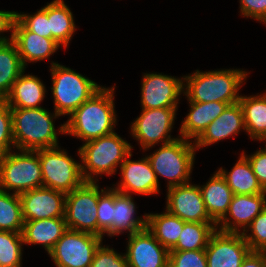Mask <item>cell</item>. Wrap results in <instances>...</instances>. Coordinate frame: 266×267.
<instances>
[{"instance_id":"cell-1","label":"cell","mask_w":266,"mask_h":267,"mask_svg":"<svg viewBox=\"0 0 266 267\" xmlns=\"http://www.w3.org/2000/svg\"><path fill=\"white\" fill-rule=\"evenodd\" d=\"M116 86L102 87L80 107L65 123V134L84 142L115 132L117 116L114 103Z\"/></svg>"},{"instance_id":"cell-2","label":"cell","mask_w":266,"mask_h":267,"mask_svg":"<svg viewBox=\"0 0 266 267\" xmlns=\"http://www.w3.org/2000/svg\"><path fill=\"white\" fill-rule=\"evenodd\" d=\"M250 72L243 69L195 70L183 76L184 96L188 102H239L243 82Z\"/></svg>"},{"instance_id":"cell-3","label":"cell","mask_w":266,"mask_h":267,"mask_svg":"<svg viewBox=\"0 0 266 267\" xmlns=\"http://www.w3.org/2000/svg\"><path fill=\"white\" fill-rule=\"evenodd\" d=\"M43 107L11 109L14 148L37 151L59 146L58 136L65 134V123L55 129V121L61 117L55 111ZM59 132V133H58Z\"/></svg>"},{"instance_id":"cell-4","label":"cell","mask_w":266,"mask_h":267,"mask_svg":"<svg viewBox=\"0 0 266 267\" xmlns=\"http://www.w3.org/2000/svg\"><path fill=\"white\" fill-rule=\"evenodd\" d=\"M127 140L116 132L85 142L78 148L81 174L85 182H99L98 175L117 173L126 157L132 152ZM119 165V166H118Z\"/></svg>"},{"instance_id":"cell-5","label":"cell","mask_w":266,"mask_h":267,"mask_svg":"<svg viewBox=\"0 0 266 267\" xmlns=\"http://www.w3.org/2000/svg\"><path fill=\"white\" fill-rule=\"evenodd\" d=\"M50 66L54 111L60 116H70L102 88L95 81L58 62L52 61Z\"/></svg>"},{"instance_id":"cell-6","label":"cell","mask_w":266,"mask_h":267,"mask_svg":"<svg viewBox=\"0 0 266 267\" xmlns=\"http://www.w3.org/2000/svg\"><path fill=\"white\" fill-rule=\"evenodd\" d=\"M196 148L194 141L179 137L175 141L160 145L147 155L153 171L160 178L167 179V189L190 182Z\"/></svg>"},{"instance_id":"cell-7","label":"cell","mask_w":266,"mask_h":267,"mask_svg":"<svg viewBox=\"0 0 266 267\" xmlns=\"http://www.w3.org/2000/svg\"><path fill=\"white\" fill-rule=\"evenodd\" d=\"M40 187L43 180L39 150L13 149L1 155L0 190L21 194Z\"/></svg>"},{"instance_id":"cell-8","label":"cell","mask_w":266,"mask_h":267,"mask_svg":"<svg viewBox=\"0 0 266 267\" xmlns=\"http://www.w3.org/2000/svg\"><path fill=\"white\" fill-rule=\"evenodd\" d=\"M43 187L68 194L85 181L81 163L68 155L60 146L39 150Z\"/></svg>"},{"instance_id":"cell-9","label":"cell","mask_w":266,"mask_h":267,"mask_svg":"<svg viewBox=\"0 0 266 267\" xmlns=\"http://www.w3.org/2000/svg\"><path fill=\"white\" fill-rule=\"evenodd\" d=\"M178 108L142 109L141 114L130 126L131 136L138 142L144 151L155 144H167L180 136L172 137L175 118Z\"/></svg>"},{"instance_id":"cell-10","label":"cell","mask_w":266,"mask_h":267,"mask_svg":"<svg viewBox=\"0 0 266 267\" xmlns=\"http://www.w3.org/2000/svg\"><path fill=\"white\" fill-rule=\"evenodd\" d=\"M97 204V182H84L80 187L66 194L65 220L67 228L98 236Z\"/></svg>"},{"instance_id":"cell-11","label":"cell","mask_w":266,"mask_h":267,"mask_svg":"<svg viewBox=\"0 0 266 267\" xmlns=\"http://www.w3.org/2000/svg\"><path fill=\"white\" fill-rule=\"evenodd\" d=\"M103 238L68 229L48 253L56 267H90Z\"/></svg>"},{"instance_id":"cell-12","label":"cell","mask_w":266,"mask_h":267,"mask_svg":"<svg viewBox=\"0 0 266 267\" xmlns=\"http://www.w3.org/2000/svg\"><path fill=\"white\" fill-rule=\"evenodd\" d=\"M141 81V108H178L184 94V78L162 73H143Z\"/></svg>"},{"instance_id":"cell-13","label":"cell","mask_w":266,"mask_h":267,"mask_svg":"<svg viewBox=\"0 0 266 267\" xmlns=\"http://www.w3.org/2000/svg\"><path fill=\"white\" fill-rule=\"evenodd\" d=\"M250 251L242 233L216 229L205 248L207 267H241Z\"/></svg>"},{"instance_id":"cell-14","label":"cell","mask_w":266,"mask_h":267,"mask_svg":"<svg viewBox=\"0 0 266 267\" xmlns=\"http://www.w3.org/2000/svg\"><path fill=\"white\" fill-rule=\"evenodd\" d=\"M165 209L185 222H215L208 214L199 185L187 183L167 189Z\"/></svg>"},{"instance_id":"cell-15","label":"cell","mask_w":266,"mask_h":267,"mask_svg":"<svg viewBox=\"0 0 266 267\" xmlns=\"http://www.w3.org/2000/svg\"><path fill=\"white\" fill-rule=\"evenodd\" d=\"M132 152L126 157L121 164L119 173L121 180L113 188L123 194L131 195L140 194L151 196L160 193V182H158L155 172L145 155L137 161H132Z\"/></svg>"},{"instance_id":"cell-16","label":"cell","mask_w":266,"mask_h":267,"mask_svg":"<svg viewBox=\"0 0 266 267\" xmlns=\"http://www.w3.org/2000/svg\"><path fill=\"white\" fill-rule=\"evenodd\" d=\"M124 253L129 267H169V250L144 228L128 235Z\"/></svg>"},{"instance_id":"cell-17","label":"cell","mask_w":266,"mask_h":267,"mask_svg":"<svg viewBox=\"0 0 266 267\" xmlns=\"http://www.w3.org/2000/svg\"><path fill=\"white\" fill-rule=\"evenodd\" d=\"M24 221L65 217L66 194L40 187L19 194Z\"/></svg>"},{"instance_id":"cell-18","label":"cell","mask_w":266,"mask_h":267,"mask_svg":"<svg viewBox=\"0 0 266 267\" xmlns=\"http://www.w3.org/2000/svg\"><path fill=\"white\" fill-rule=\"evenodd\" d=\"M265 208L266 193L236 194L233 196L226 214L216 223V229L223 232L243 233Z\"/></svg>"},{"instance_id":"cell-19","label":"cell","mask_w":266,"mask_h":267,"mask_svg":"<svg viewBox=\"0 0 266 267\" xmlns=\"http://www.w3.org/2000/svg\"><path fill=\"white\" fill-rule=\"evenodd\" d=\"M12 41L17 47L25 68L28 63L49 59L61 48L53 39L39 36L37 33L27 30L17 19L14 24Z\"/></svg>"},{"instance_id":"cell-20","label":"cell","mask_w":266,"mask_h":267,"mask_svg":"<svg viewBox=\"0 0 266 267\" xmlns=\"http://www.w3.org/2000/svg\"><path fill=\"white\" fill-rule=\"evenodd\" d=\"M245 131L242 107L239 102L230 104L210 123L202 135L194 142L196 150L208 147L228 137H235Z\"/></svg>"},{"instance_id":"cell-21","label":"cell","mask_w":266,"mask_h":267,"mask_svg":"<svg viewBox=\"0 0 266 267\" xmlns=\"http://www.w3.org/2000/svg\"><path fill=\"white\" fill-rule=\"evenodd\" d=\"M189 113L182 120L179 128L180 137L190 141H196L207 126L212 123L229 105L223 102H188ZM194 139V140H193Z\"/></svg>"},{"instance_id":"cell-22","label":"cell","mask_w":266,"mask_h":267,"mask_svg":"<svg viewBox=\"0 0 266 267\" xmlns=\"http://www.w3.org/2000/svg\"><path fill=\"white\" fill-rule=\"evenodd\" d=\"M25 70L13 83L12 88L4 99L10 109H34L40 108L44 100L46 87L38 76L24 74Z\"/></svg>"},{"instance_id":"cell-23","label":"cell","mask_w":266,"mask_h":267,"mask_svg":"<svg viewBox=\"0 0 266 267\" xmlns=\"http://www.w3.org/2000/svg\"><path fill=\"white\" fill-rule=\"evenodd\" d=\"M67 230L65 217L24 221L23 242L42 245L49 253Z\"/></svg>"},{"instance_id":"cell-24","label":"cell","mask_w":266,"mask_h":267,"mask_svg":"<svg viewBox=\"0 0 266 267\" xmlns=\"http://www.w3.org/2000/svg\"><path fill=\"white\" fill-rule=\"evenodd\" d=\"M136 202L131 195L123 194L114 189V214L113 225L108 237H114L120 234H134L146 228L147 213L142 216H136Z\"/></svg>"},{"instance_id":"cell-25","label":"cell","mask_w":266,"mask_h":267,"mask_svg":"<svg viewBox=\"0 0 266 267\" xmlns=\"http://www.w3.org/2000/svg\"><path fill=\"white\" fill-rule=\"evenodd\" d=\"M199 187L206 210L217 223L226 214L234 193L218 171L214 172L205 185Z\"/></svg>"},{"instance_id":"cell-26","label":"cell","mask_w":266,"mask_h":267,"mask_svg":"<svg viewBox=\"0 0 266 267\" xmlns=\"http://www.w3.org/2000/svg\"><path fill=\"white\" fill-rule=\"evenodd\" d=\"M217 171L225 179L234 195L266 193L254 174L248 159L242 153L229 172L223 169V167L219 168Z\"/></svg>"},{"instance_id":"cell-27","label":"cell","mask_w":266,"mask_h":267,"mask_svg":"<svg viewBox=\"0 0 266 267\" xmlns=\"http://www.w3.org/2000/svg\"><path fill=\"white\" fill-rule=\"evenodd\" d=\"M47 16L51 31V39L60 46L68 48L77 27L74 16L64 0H53L47 3Z\"/></svg>"},{"instance_id":"cell-28","label":"cell","mask_w":266,"mask_h":267,"mask_svg":"<svg viewBox=\"0 0 266 267\" xmlns=\"http://www.w3.org/2000/svg\"><path fill=\"white\" fill-rule=\"evenodd\" d=\"M244 126L252 140L260 141L266 137V93L240 96Z\"/></svg>"},{"instance_id":"cell-29","label":"cell","mask_w":266,"mask_h":267,"mask_svg":"<svg viewBox=\"0 0 266 267\" xmlns=\"http://www.w3.org/2000/svg\"><path fill=\"white\" fill-rule=\"evenodd\" d=\"M184 222L165 209L163 213H147L146 228L161 245L170 251L178 242Z\"/></svg>"},{"instance_id":"cell-30","label":"cell","mask_w":266,"mask_h":267,"mask_svg":"<svg viewBox=\"0 0 266 267\" xmlns=\"http://www.w3.org/2000/svg\"><path fill=\"white\" fill-rule=\"evenodd\" d=\"M25 69L14 42L0 43V100L7 97L13 83Z\"/></svg>"},{"instance_id":"cell-31","label":"cell","mask_w":266,"mask_h":267,"mask_svg":"<svg viewBox=\"0 0 266 267\" xmlns=\"http://www.w3.org/2000/svg\"><path fill=\"white\" fill-rule=\"evenodd\" d=\"M215 230L216 222H184L178 242L170 251L203 250Z\"/></svg>"},{"instance_id":"cell-32","label":"cell","mask_w":266,"mask_h":267,"mask_svg":"<svg viewBox=\"0 0 266 267\" xmlns=\"http://www.w3.org/2000/svg\"><path fill=\"white\" fill-rule=\"evenodd\" d=\"M24 219L19 194L0 190V230L22 232Z\"/></svg>"},{"instance_id":"cell-33","label":"cell","mask_w":266,"mask_h":267,"mask_svg":"<svg viewBox=\"0 0 266 267\" xmlns=\"http://www.w3.org/2000/svg\"><path fill=\"white\" fill-rule=\"evenodd\" d=\"M22 232L0 230V267H22Z\"/></svg>"},{"instance_id":"cell-34","label":"cell","mask_w":266,"mask_h":267,"mask_svg":"<svg viewBox=\"0 0 266 267\" xmlns=\"http://www.w3.org/2000/svg\"><path fill=\"white\" fill-rule=\"evenodd\" d=\"M114 214V188L106 187L100 189L98 185V204H97V220H98V236L104 238L105 234L111 231L113 225Z\"/></svg>"},{"instance_id":"cell-35","label":"cell","mask_w":266,"mask_h":267,"mask_svg":"<svg viewBox=\"0 0 266 267\" xmlns=\"http://www.w3.org/2000/svg\"><path fill=\"white\" fill-rule=\"evenodd\" d=\"M242 235L251 251H266V208L253 219Z\"/></svg>"},{"instance_id":"cell-36","label":"cell","mask_w":266,"mask_h":267,"mask_svg":"<svg viewBox=\"0 0 266 267\" xmlns=\"http://www.w3.org/2000/svg\"><path fill=\"white\" fill-rule=\"evenodd\" d=\"M17 20L29 31L39 36L51 38L49 19L47 16V4L34 14L17 12Z\"/></svg>"},{"instance_id":"cell-37","label":"cell","mask_w":266,"mask_h":267,"mask_svg":"<svg viewBox=\"0 0 266 267\" xmlns=\"http://www.w3.org/2000/svg\"><path fill=\"white\" fill-rule=\"evenodd\" d=\"M13 149L11 109L4 100H0V154H5Z\"/></svg>"},{"instance_id":"cell-38","label":"cell","mask_w":266,"mask_h":267,"mask_svg":"<svg viewBox=\"0 0 266 267\" xmlns=\"http://www.w3.org/2000/svg\"><path fill=\"white\" fill-rule=\"evenodd\" d=\"M169 267H207L205 249L170 251Z\"/></svg>"},{"instance_id":"cell-39","label":"cell","mask_w":266,"mask_h":267,"mask_svg":"<svg viewBox=\"0 0 266 267\" xmlns=\"http://www.w3.org/2000/svg\"><path fill=\"white\" fill-rule=\"evenodd\" d=\"M90 267H129L125 254L118 253L114 248L103 246L96 249Z\"/></svg>"},{"instance_id":"cell-40","label":"cell","mask_w":266,"mask_h":267,"mask_svg":"<svg viewBox=\"0 0 266 267\" xmlns=\"http://www.w3.org/2000/svg\"><path fill=\"white\" fill-rule=\"evenodd\" d=\"M240 14L266 24V0H239Z\"/></svg>"},{"instance_id":"cell-41","label":"cell","mask_w":266,"mask_h":267,"mask_svg":"<svg viewBox=\"0 0 266 267\" xmlns=\"http://www.w3.org/2000/svg\"><path fill=\"white\" fill-rule=\"evenodd\" d=\"M242 154L248 159L260 185L266 191V149L261 147L250 155L243 150Z\"/></svg>"},{"instance_id":"cell-42","label":"cell","mask_w":266,"mask_h":267,"mask_svg":"<svg viewBox=\"0 0 266 267\" xmlns=\"http://www.w3.org/2000/svg\"><path fill=\"white\" fill-rule=\"evenodd\" d=\"M16 19V11L0 10V43L12 41L14 24ZM4 32H10V38L9 36H4Z\"/></svg>"},{"instance_id":"cell-43","label":"cell","mask_w":266,"mask_h":267,"mask_svg":"<svg viewBox=\"0 0 266 267\" xmlns=\"http://www.w3.org/2000/svg\"><path fill=\"white\" fill-rule=\"evenodd\" d=\"M241 267H266V251H250Z\"/></svg>"},{"instance_id":"cell-44","label":"cell","mask_w":266,"mask_h":267,"mask_svg":"<svg viewBox=\"0 0 266 267\" xmlns=\"http://www.w3.org/2000/svg\"><path fill=\"white\" fill-rule=\"evenodd\" d=\"M262 142L263 141H265L266 142V137L265 138H263L262 140H261ZM266 144V143H265ZM265 149H266V145H265V147H264Z\"/></svg>"}]
</instances>
